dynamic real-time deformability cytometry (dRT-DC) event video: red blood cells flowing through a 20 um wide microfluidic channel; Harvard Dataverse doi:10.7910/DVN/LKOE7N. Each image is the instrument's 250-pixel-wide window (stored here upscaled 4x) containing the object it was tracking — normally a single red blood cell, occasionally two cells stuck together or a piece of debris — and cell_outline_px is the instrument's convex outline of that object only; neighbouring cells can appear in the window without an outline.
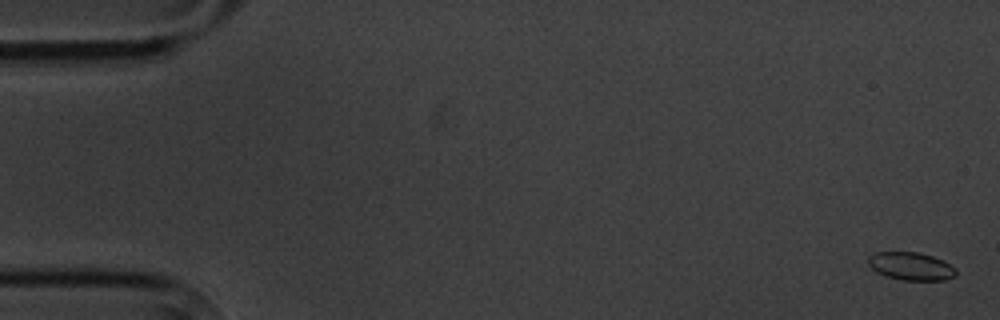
{"species": "common noctule bat (a hibernating species)", "species_latin": "Nyctalus noctula", "temperature_condition": "cold", "stored_images_in_passage": 11, "segment_of_instrument_passage": [1, 2], "camera_frame_rate_fps": 3000, "um_per_image_px": 0.085, "animal": {"sex": "male", "body_mass_g": 20.1, "forearm_length_mm": 53.5}, "frame": {"image": 1, "passage_image": 1, "time_ms": 0.0, "image_size_px": [1000, 320], "cell_outline_px": [[956, 276], [944, 280], [900, 280], [884, 276], [876, 272], [868, 264], [868, 256], [876, 252], [920, 252], [944, 260], [956, 268]], "centroid_in_image_um": [77.44, 22.63], "position_along_channel_um": 7.6, "area_um2": 14.51}}
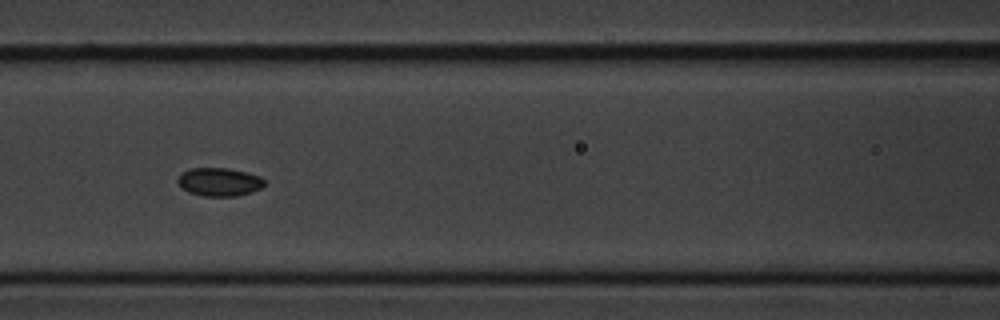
{"frame": {"image": 2, "passage_image": 7, "time_ms": 8.0, "image_size_px": [1000, 320], "cell_outline_px": [[264, 184], [260, 188], [252, 192], [236, 196], [204, 196], [188, 192], [176, 180], [184, 172], [192, 168], [228, 168], [248, 172], [260, 176], [264, 180]], "centroid_in_image_um": [18.67, 15.46], "position_along_channel_um": 147.9, "area_um2": 14.16}}
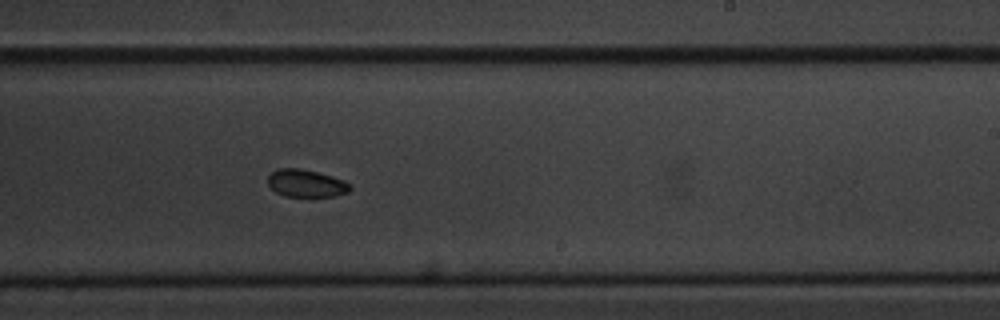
{"frame": {"image": 3, "passage_image": 10, "time_ms": 11.333, "image_size_px": [1000, 320], "cell_outline_px": [[352, 188], [348, 192], [336, 196], [284, 196], [276, 192], [268, 184], [268, 176], [272, 172], [280, 168], [300, 168], [332, 176], [344, 180], [352, 184]], "centroid_in_image_um": [26.05, 15.58], "position_along_channel_um": 262.9, "area_um2": 13.18}}